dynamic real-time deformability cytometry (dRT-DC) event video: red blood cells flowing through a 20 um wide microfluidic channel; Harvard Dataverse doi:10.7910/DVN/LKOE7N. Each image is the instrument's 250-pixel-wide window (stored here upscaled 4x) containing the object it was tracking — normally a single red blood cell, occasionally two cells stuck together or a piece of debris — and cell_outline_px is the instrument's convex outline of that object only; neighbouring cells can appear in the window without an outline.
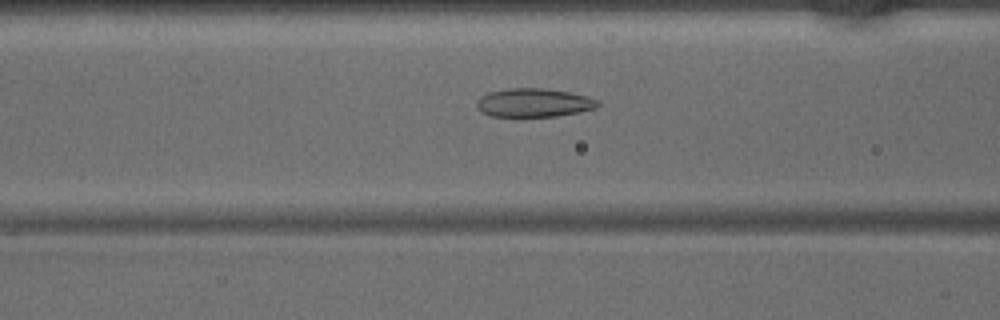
{"species": "common noctule bat (a hibernating species)", "species_latin": "Nyctalus noctula", "temperature_condition": "warm", "stored_images_in_passage": 37, "camera_frame_rate_fps": 3000, "um_per_image_px": 0.085, "animal": {"sex": "male", "body_mass_g": 15.6}, "frame": {"image": 1, "passage_image": 10, "time_ms": 3.0, "image_size_px": [1000, 320], "cell_outline_px": [[600, 104], [596, 108], [580, 112], [556, 116], [492, 116], [480, 112], [476, 108], [476, 100], [480, 96], [488, 92], [508, 88], [544, 88], [568, 92], [588, 96], [596, 100]], "centroid_in_image_um": [45.33, 8.73], "position_along_channel_um": 121.3, "area_um2": 20.29}}
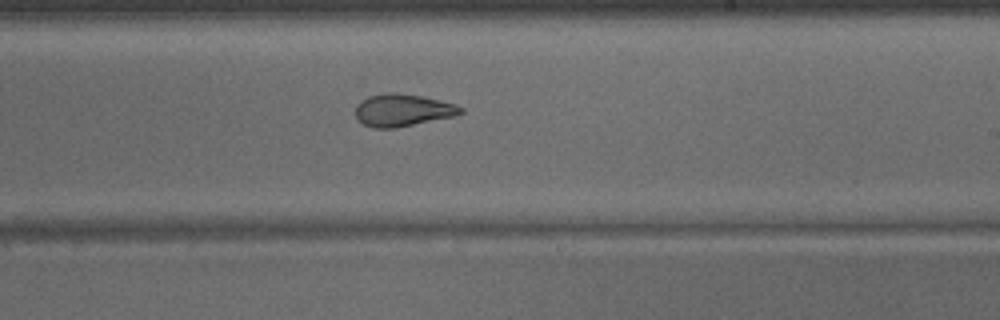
{"frame": {"image": 2, "passage_image": 19, "time_ms": 6.0, "image_size_px": [1000, 320], "cell_outline_px": [[464, 112], [456, 116], [396, 128], [376, 128], [364, 124], [356, 116], [356, 104], [360, 100], [368, 96], [388, 92], [396, 92], [424, 96], [452, 104], [464, 108]], "centroid_in_image_um": [34.23, 9.36], "position_along_channel_um": 254.8, "area_um2": 19.88}}
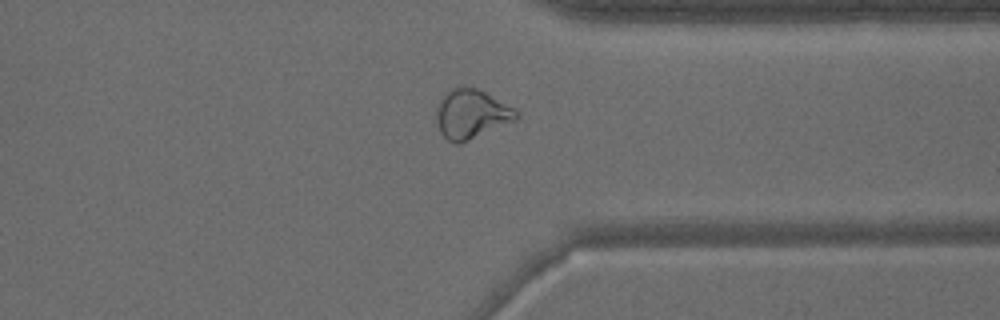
{"frame": {"image": 3, "passage_image": 27, "time_ms": 8.667, "image_size_px": [1000, 320], "cell_outline_px": [[520, 116], [516, 120], [460, 144], [456, 144], [448, 140], [440, 132], [436, 120], [436, 104], [452, 88], [464, 84], [476, 88], [484, 92], [512, 108]], "centroid_in_image_um": [40.02, 9.69], "position_along_channel_um": 371.4, "area_um2": 22.77}}